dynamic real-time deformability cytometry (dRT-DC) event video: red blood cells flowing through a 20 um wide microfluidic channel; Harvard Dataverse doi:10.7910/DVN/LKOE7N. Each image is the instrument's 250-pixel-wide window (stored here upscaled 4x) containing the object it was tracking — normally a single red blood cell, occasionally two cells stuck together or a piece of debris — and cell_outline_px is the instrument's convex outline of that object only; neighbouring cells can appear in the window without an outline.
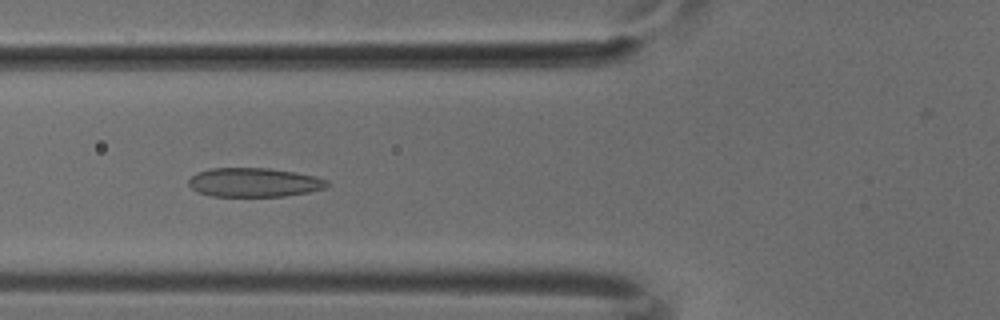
{"species": "common noctule bat (a hibernating species)", "species_latin": "Nyctalus noctula", "temperature_condition": "cold", "stored_images_in_passage": 41, "camera_frame_rate_fps": 3000, "um_per_image_px": 0.085, "animal": {"sex": "male", "body_mass_g": 18.8}, "frame": {"image": 1, "passage_image": 13, "time_ms": 4.0, "image_size_px": [1000, 320], "cell_outline_px": [[328, 184], [324, 188], [308, 192], [284, 196], [212, 196], [196, 192], [188, 184], [188, 180], [196, 172], [212, 168], [268, 168], [316, 176], [328, 180]], "centroid_in_image_um": [21.56, 15.5], "position_along_channel_um": 104.2, "area_um2": 23.35}}
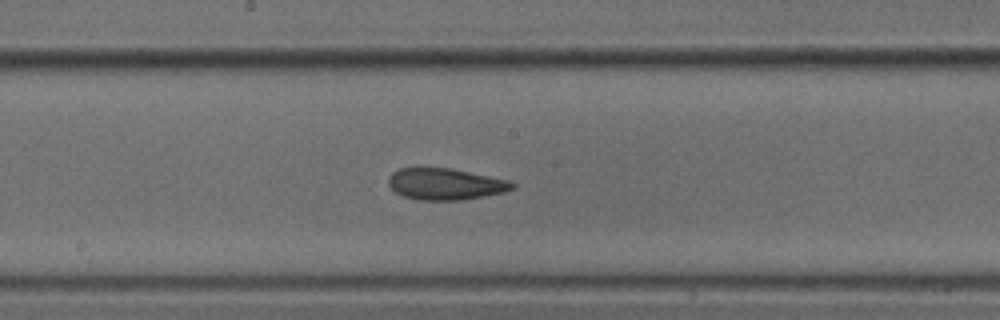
{"frame": {"image": 2, "passage_image": 21, "time_ms": 6.667, "image_size_px": [1000, 320], "cell_outline_px": [[516, 184], [512, 188], [504, 192], [460, 200], [420, 200], [404, 196], [396, 192], [388, 184], [388, 180], [392, 172], [400, 168], [416, 164], [448, 168], [508, 180]], "centroid_in_image_um": [37.76, 15.6], "position_along_channel_um": 210.4, "area_um2": 23.0}}
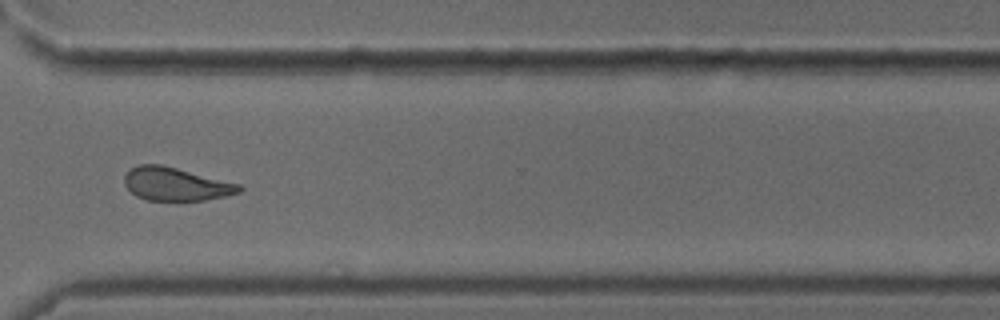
{"frame": {"image": 3, "passage_image": 32, "time_ms": 10.333, "image_size_px": [1000, 320], "cell_outline_px": [[244, 188], [240, 192], [228, 196], [204, 200], [148, 200], [136, 196], [124, 184], [124, 176], [132, 168], [140, 164], [160, 164], [240, 184]], "centroid_in_image_um": [14.97, 15.65], "position_along_channel_um": 355.6, "area_um2": 22.02}}